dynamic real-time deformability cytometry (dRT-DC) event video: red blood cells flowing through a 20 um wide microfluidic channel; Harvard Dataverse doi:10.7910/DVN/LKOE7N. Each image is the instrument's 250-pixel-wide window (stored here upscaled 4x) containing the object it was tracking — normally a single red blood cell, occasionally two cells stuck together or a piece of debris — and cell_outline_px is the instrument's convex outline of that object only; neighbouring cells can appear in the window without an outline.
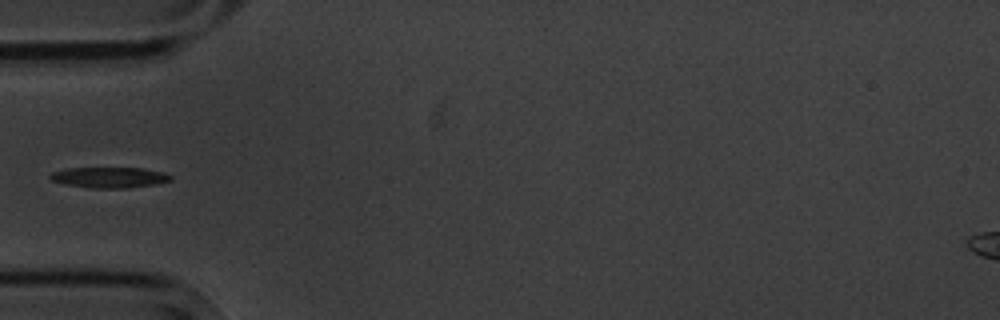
{"species": "common noctule bat (a hibernating species)", "species_latin": "Nyctalus noctula", "temperature_condition": "cold", "stored_images_in_passage": 8, "segment_of_instrument_passage": [2, 2], "camera_frame_rate_fps": 3000, "um_per_image_px": 0.085, "animal": {"sex": "male", "body_mass_g": 20.1, "forearm_length_mm": 53.5}, "frame": {"image": 1, "passage_image": 6, "time_ms": 5.667, "image_size_px": [1000, 320], "cell_outline_px": [[172, 180], [156, 184], [128, 188], [88, 188], [64, 184], [48, 180], [48, 176], [52, 172], [68, 168], [140, 168], [164, 172], [172, 176]], "centroid_in_image_um": [9.26, 15.09], "position_along_channel_um": 75.7, "area_um2": 14.68}}
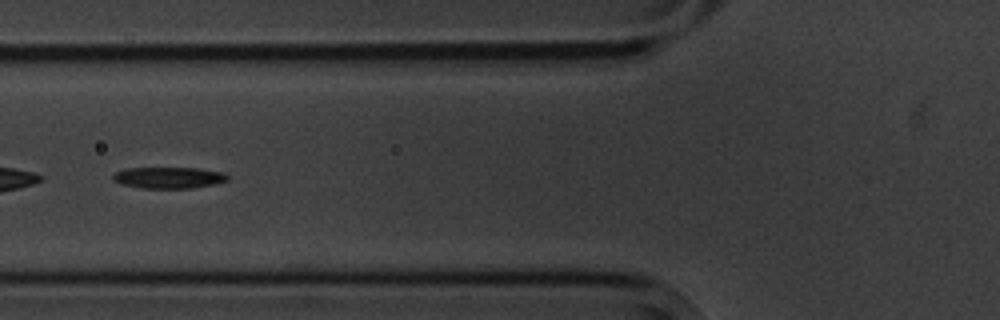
{"frame": {"image": 2, "passage_image": 7, "time_ms": 6.667, "image_size_px": [1000, 320], "cell_outline_px": [[228, 180], [212, 184], [192, 188], [144, 188], [120, 184], [112, 180], [112, 176], [116, 172], [128, 168], [196, 168], [224, 172], [228, 176]], "centroid_in_image_um": [14.32, 15.1], "position_along_channel_um": 111.5, "area_um2": 14.16}}
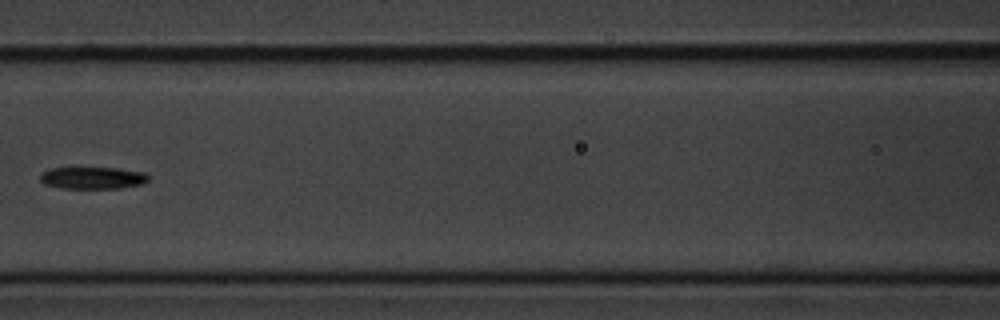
{"frame": {"image": 3, "passage_image": 8, "time_ms": 8.0, "image_size_px": [1000, 320], "cell_outline_px": [[148, 180], [140, 184], [120, 188], [60, 188], [44, 184], [40, 180], [40, 176], [48, 168], [120, 168], [144, 172], [148, 176]], "centroid_in_image_um": [7.86, 15.12], "position_along_channel_um": 158.7, "area_um2": 13.81}}